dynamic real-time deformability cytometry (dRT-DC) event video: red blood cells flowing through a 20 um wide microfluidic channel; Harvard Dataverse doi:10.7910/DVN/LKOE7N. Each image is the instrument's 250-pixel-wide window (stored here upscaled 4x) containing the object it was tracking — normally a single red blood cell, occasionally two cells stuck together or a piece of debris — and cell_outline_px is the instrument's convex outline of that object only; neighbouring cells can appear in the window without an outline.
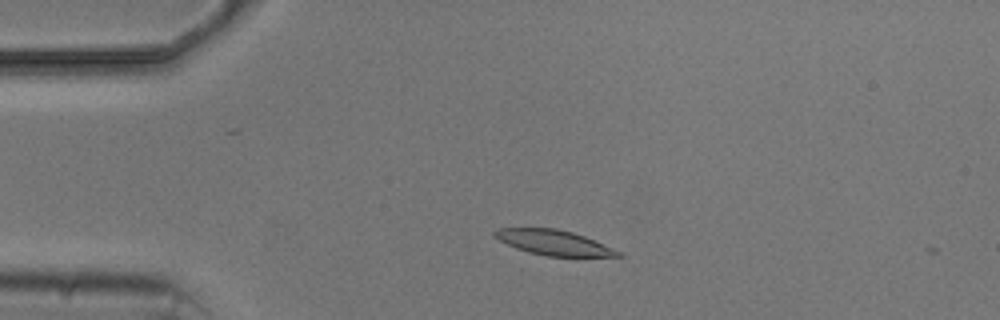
{"species": "common noctule bat (a hibernating species)", "species_latin": "Nyctalus noctula", "temperature_condition": "cold", "stored_images_in_passage": 4, "camera_frame_rate_fps": 3000, "um_per_image_px": 0.085, "animal": {"sex": "male", "body_mass_g": 20.5, "forearm_length_mm": 52.5}, "frame": {"image": 1, "passage_image": 3, "time_ms": 2.333, "image_size_px": [1000, 320], "cell_outline_px": [[624, 256], [548, 256], [528, 252], [516, 248], [492, 236], [492, 232], [496, 228], [556, 228], [572, 232], [584, 236], [612, 248], [620, 252]], "centroid_in_image_um": [47.01, 20.6], "position_along_channel_um": 38.0, "area_um2": 17.8}}